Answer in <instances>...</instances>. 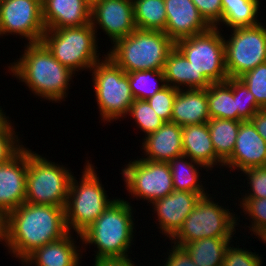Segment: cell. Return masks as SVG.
<instances>
[{
	"mask_svg": "<svg viewBox=\"0 0 266 266\" xmlns=\"http://www.w3.org/2000/svg\"><path fill=\"white\" fill-rule=\"evenodd\" d=\"M68 233L65 207L24 202L6 215L4 244L23 262L37 248Z\"/></svg>",
	"mask_w": 266,
	"mask_h": 266,
	"instance_id": "cell-1",
	"label": "cell"
},
{
	"mask_svg": "<svg viewBox=\"0 0 266 266\" xmlns=\"http://www.w3.org/2000/svg\"><path fill=\"white\" fill-rule=\"evenodd\" d=\"M25 48L17 62L8 66L9 70L35 96L61 102L68 96L66 91L75 73L55 59L42 42L27 43Z\"/></svg>",
	"mask_w": 266,
	"mask_h": 266,
	"instance_id": "cell-2",
	"label": "cell"
},
{
	"mask_svg": "<svg viewBox=\"0 0 266 266\" xmlns=\"http://www.w3.org/2000/svg\"><path fill=\"white\" fill-rule=\"evenodd\" d=\"M133 209L124 199L113 201L109 207L79 236L82 244L97 247L95 260L127 258L133 240ZM128 252V253H127Z\"/></svg>",
	"mask_w": 266,
	"mask_h": 266,
	"instance_id": "cell-3",
	"label": "cell"
},
{
	"mask_svg": "<svg viewBox=\"0 0 266 266\" xmlns=\"http://www.w3.org/2000/svg\"><path fill=\"white\" fill-rule=\"evenodd\" d=\"M112 44L106 56L126 73L163 70L167 55L175 47V42L164 31L138 28Z\"/></svg>",
	"mask_w": 266,
	"mask_h": 266,
	"instance_id": "cell-4",
	"label": "cell"
},
{
	"mask_svg": "<svg viewBox=\"0 0 266 266\" xmlns=\"http://www.w3.org/2000/svg\"><path fill=\"white\" fill-rule=\"evenodd\" d=\"M81 181L72 176L65 206L66 225L69 232L78 236L89 227L115 201L108 199L93 164L87 160Z\"/></svg>",
	"mask_w": 266,
	"mask_h": 266,
	"instance_id": "cell-5",
	"label": "cell"
},
{
	"mask_svg": "<svg viewBox=\"0 0 266 266\" xmlns=\"http://www.w3.org/2000/svg\"><path fill=\"white\" fill-rule=\"evenodd\" d=\"M218 27L175 42V47L195 69L196 89L212 83L225 82L229 77L225 68L224 36Z\"/></svg>",
	"mask_w": 266,
	"mask_h": 266,
	"instance_id": "cell-6",
	"label": "cell"
},
{
	"mask_svg": "<svg viewBox=\"0 0 266 266\" xmlns=\"http://www.w3.org/2000/svg\"><path fill=\"white\" fill-rule=\"evenodd\" d=\"M27 148L25 202L65 207L72 172Z\"/></svg>",
	"mask_w": 266,
	"mask_h": 266,
	"instance_id": "cell-7",
	"label": "cell"
},
{
	"mask_svg": "<svg viewBox=\"0 0 266 266\" xmlns=\"http://www.w3.org/2000/svg\"><path fill=\"white\" fill-rule=\"evenodd\" d=\"M96 39L95 30L89 23L80 27L45 30L41 42L55 59L75 73L81 69L90 70L101 61Z\"/></svg>",
	"mask_w": 266,
	"mask_h": 266,
	"instance_id": "cell-8",
	"label": "cell"
},
{
	"mask_svg": "<svg viewBox=\"0 0 266 266\" xmlns=\"http://www.w3.org/2000/svg\"><path fill=\"white\" fill-rule=\"evenodd\" d=\"M104 56L90 71L101 120L111 123L125 118V115L127 117L135 99L131 93L128 74L108 56Z\"/></svg>",
	"mask_w": 266,
	"mask_h": 266,
	"instance_id": "cell-9",
	"label": "cell"
},
{
	"mask_svg": "<svg viewBox=\"0 0 266 266\" xmlns=\"http://www.w3.org/2000/svg\"><path fill=\"white\" fill-rule=\"evenodd\" d=\"M210 194L201 197L192 212L186 217L182 227L170 239L171 243L181 247L203 238H232L237 220L222 205L214 202ZM213 200V201H212Z\"/></svg>",
	"mask_w": 266,
	"mask_h": 266,
	"instance_id": "cell-10",
	"label": "cell"
},
{
	"mask_svg": "<svg viewBox=\"0 0 266 266\" xmlns=\"http://www.w3.org/2000/svg\"><path fill=\"white\" fill-rule=\"evenodd\" d=\"M265 27L259 23L235 28L228 40L224 38L225 68L229 78H239L266 62Z\"/></svg>",
	"mask_w": 266,
	"mask_h": 266,
	"instance_id": "cell-11",
	"label": "cell"
},
{
	"mask_svg": "<svg viewBox=\"0 0 266 266\" xmlns=\"http://www.w3.org/2000/svg\"><path fill=\"white\" fill-rule=\"evenodd\" d=\"M121 174L129 194L136 199L147 200L149 204L174 191L172 174L167 162L137 158L130 161L122 169Z\"/></svg>",
	"mask_w": 266,
	"mask_h": 266,
	"instance_id": "cell-12",
	"label": "cell"
},
{
	"mask_svg": "<svg viewBox=\"0 0 266 266\" xmlns=\"http://www.w3.org/2000/svg\"><path fill=\"white\" fill-rule=\"evenodd\" d=\"M45 30L42 0H0V36L16 34L37 43Z\"/></svg>",
	"mask_w": 266,
	"mask_h": 266,
	"instance_id": "cell-13",
	"label": "cell"
},
{
	"mask_svg": "<svg viewBox=\"0 0 266 266\" xmlns=\"http://www.w3.org/2000/svg\"><path fill=\"white\" fill-rule=\"evenodd\" d=\"M110 38L111 43L126 37L137 27L134 20L133 0H100L91 6V22Z\"/></svg>",
	"mask_w": 266,
	"mask_h": 266,
	"instance_id": "cell-14",
	"label": "cell"
},
{
	"mask_svg": "<svg viewBox=\"0 0 266 266\" xmlns=\"http://www.w3.org/2000/svg\"><path fill=\"white\" fill-rule=\"evenodd\" d=\"M27 149L23 147L8 162L0 164V211L6 216L25 202Z\"/></svg>",
	"mask_w": 266,
	"mask_h": 266,
	"instance_id": "cell-15",
	"label": "cell"
},
{
	"mask_svg": "<svg viewBox=\"0 0 266 266\" xmlns=\"http://www.w3.org/2000/svg\"><path fill=\"white\" fill-rule=\"evenodd\" d=\"M201 195L189 191L174 190L164 198L152 203L154 213H157L158 228L169 240L182 227L186 217L195 208ZM156 211V212H155Z\"/></svg>",
	"mask_w": 266,
	"mask_h": 266,
	"instance_id": "cell-16",
	"label": "cell"
},
{
	"mask_svg": "<svg viewBox=\"0 0 266 266\" xmlns=\"http://www.w3.org/2000/svg\"><path fill=\"white\" fill-rule=\"evenodd\" d=\"M224 166L240 171L266 166V141L250 120L240 122L233 153L224 162Z\"/></svg>",
	"mask_w": 266,
	"mask_h": 266,
	"instance_id": "cell-17",
	"label": "cell"
},
{
	"mask_svg": "<svg viewBox=\"0 0 266 266\" xmlns=\"http://www.w3.org/2000/svg\"><path fill=\"white\" fill-rule=\"evenodd\" d=\"M167 22L165 33L174 41L207 31L211 26L200 15L192 0H164Z\"/></svg>",
	"mask_w": 266,
	"mask_h": 266,
	"instance_id": "cell-18",
	"label": "cell"
},
{
	"mask_svg": "<svg viewBox=\"0 0 266 266\" xmlns=\"http://www.w3.org/2000/svg\"><path fill=\"white\" fill-rule=\"evenodd\" d=\"M46 30L80 27L91 22V5L86 0H42Z\"/></svg>",
	"mask_w": 266,
	"mask_h": 266,
	"instance_id": "cell-19",
	"label": "cell"
},
{
	"mask_svg": "<svg viewBox=\"0 0 266 266\" xmlns=\"http://www.w3.org/2000/svg\"><path fill=\"white\" fill-rule=\"evenodd\" d=\"M144 156L141 159L156 162H169L183 154L182 126L165 122L157 131L143 139ZM147 156V157H146Z\"/></svg>",
	"mask_w": 266,
	"mask_h": 266,
	"instance_id": "cell-20",
	"label": "cell"
},
{
	"mask_svg": "<svg viewBox=\"0 0 266 266\" xmlns=\"http://www.w3.org/2000/svg\"><path fill=\"white\" fill-rule=\"evenodd\" d=\"M210 120L207 88L178 90L172 108L171 122L182 127Z\"/></svg>",
	"mask_w": 266,
	"mask_h": 266,
	"instance_id": "cell-21",
	"label": "cell"
},
{
	"mask_svg": "<svg viewBox=\"0 0 266 266\" xmlns=\"http://www.w3.org/2000/svg\"><path fill=\"white\" fill-rule=\"evenodd\" d=\"M183 154L212 170L224 162L216 155L207 123L182 127Z\"/></svg>",
	"mask_w": 266,
	"mask_h": 266,
	"instance_id": "cell-22",
	"label": "cell"
},
{
	"mask_svg": "<svg viewBox=\"0 0 266 266\" xmlns=\"http://www.w3.org/2000/svg\"><path fill=\"white\" fill-rule=\"evenodd\" d=\"M71 234L69 232L63 238L37 248L22 264L25 262L27 266L33 263L35 266H79L82 249L75 244Z\"/></svg>",
	"mask_w": 266,
	"mask_h": 266,
	"instance_id": "cell-23",
	"label": "cell"
},
{
	"mask_svg": "<svg viewBox=\"0 0 266 266\" xmlns=\"http://www.w3.org/2000/svg\"><path fill=\"white\" fill-rule=\"evenodd\" d=\"M168 164L172 174L174 190L194 192L200 194L202 197L208 195L207 191L205 192V187L201 183L203 181H199L201 175L198 167L200 169L203 167V169L208 171L205 166L193 161L184 154L171 159Z\"/></svg>",
	"mask_w": 266,
	"mask_h": 266,
	"instance_id": "cell-24",
	"label": "cell"
},
{
	"mask_svg": "<svg viewBox=\"0 0 266 266\" xmlns=\"http://www.w3.org/2000/svg\"><path fill=\"white\" fill-rule=\"evenodd\" d=\"M232 238H203L182 245L196 266H222Z\"/></svg>",
	"mask_w": 266,
	"mask_h": 266,
	"instance_id": "cell-25",
	"label": "cell"
},
{
	"mask_svg": "<svg viewBox=\"0 0 266 266\" xmlns=\"http://www.w3.org/2000/svg\"><path fill=\"white\" fill-rule=\"evenodd\" d=\"M163 71L167 85L178 90L196 89L195 69L176 47L167 55Z\"/></svg>",
	"mask_w": 266,
	"mask_h": 266,
	"instance_id": "cell-26",
	"label": "cell"
},
{
	"mask_svg": "<svg viewBox=\"0 0 266 266\" xmlns=\"http://www.w3.org/2000/svg\"><path fill=\"white\" fill-rule=\"evenodd\" d=\"M221 2V22L225 26L235 29L260 23L257 19L260 0H221Z\"/></svg>",
	"mask_w": 266,
	"mask_h": 266,
	"instance_id": "cell-27",
	"label": "cell"
},
{
	"mask_svg": "<svg viewBox=\"0 0 266 266\" xmlns=\"http://www.w3.org/2000/svg\"><path fill=\"white\" fill-rule=\"evenodd\" d=\"M208 112L210 119L238 121V109L232 88L226 83H212L207 87Z\"/></svg>",
	"mask_w": 266,
	"mask_h": 266,
	"instance_id": "cell-28",
	"label": "cell"
},
{
	"mask_svg": "<svg viewBox=\"0 0 266 266\" xmlns=\"http://www.w3.org/2000/svg\"><path fill=\"white\" fill-rule=\"evenodd\" d=\"M241 121L211 118L207 124L216 155L225 162L233 153Z\"/></svg>",
	"mask_w": 266,
	"mask_h": 266,
	"instance_id": "cell-29",
	"label": "cell"
},
{
	"mask_svg": "<svg viewBox=\"0 0 266 266\" xmlns=\"http://www.w3.org/2000/svg\"><path fill=\"white\" fill-rule=\"evenodd\" d=\"M136 27L165 31L167 16L164 0H133Z\"/></svg>",
	"mask_w": 266,
	"mask_h": 266,
	"instance_id": "cell-30",
	"label": "cell"
},
{
	"mask_svg": "<svg viewBox=\"0 0 266 266\" xmlns=\"http://www.w3.org/2000/svg\"><path fill=\"white\" fill-rule=\"evenodd\" d=\"M127 74L134 99L147 100L167 86L163 70H141Z\"/></svg>",
	"mask_w": 266,
	"mask_h": 266,
	"instance_id": "cell-31",
	"label": "cell"
},
{
	"mask_svg": "<svg viewBox=\"0 0 266 266\" xmlns=\"http://www.w3.org/2000/svg\"><path fill=\"white\" fill-rule=\"evenodd\" d=\"M225 82L233 90L238 109V121L250 120L255 113L263 109L239 78H228Z\"/></svg>",
	"mask_w": 266,
	"mask_h": 266,
	"instance_id": "cell-32",
	"label": "cell"
},
{
	"mask_svg": "<svg viewBox=\"0 0 266 266\" xmlns=\"http://www.w3.org/2000/svg\"><path fill=\"white\" fill-rule=\"evenodd\" d=\"M127 115L135 120V124L146 136L157 131L165 123L151 108L147 100L135 99Z\"/></svg>",
	"mask_w": 266,
	"mask_h": 266,
	"instance_id": "cell-33",
	"label": "cell"
},
{
	"mask_svg": "<svg viewBox=\"0 0 266 266\" xmlns=\"http://www.w3.org/2000/svg\"><path fill=\"white\" fill-rule=\"evenodd\" d=\"M244 214L252 219L250 231L257 237L266 232V198H239Z\"/></svg>",
	"mask_w": 266,
	"mask_h": 266,
	"instance_id": "cell-34",
	"label": "cell"
},
{
	"mask_svg": "<svg viewBox=\"0 0 266 266\" xmlns=\"http://www.w3.org/2000/svg\"><path fill=\"white\" fill-rule=\"evenodd\" d=\"M239 79L254 95L256 102L266 109V62L245 72Z\"/></svg>",
	"mask_w": 266,
	"mask_h": 266,
	"instance_id": "cell-35",
	"label": "cell"
},
{
	"mask_svg": "<svg viewBox=\"0 0 266 266\" xmlns=\"http://www.w3.org/2000/svg\"><path fill=\"white\" fill-rule=\"evenodd\" d=\"M178 89L167 85L165 88L161 89L149 99H147L151 108L161 117L165 122L171 121L172 108L175 96Z\"/></svg>",
	"mask_w": 266,
	"mask_h": 266,
	"instance_id": "cell-36",
	"label": "cell"
},
{
	"mask_svg": "<svg viewBox=\"0 0 266 266\" xmlns=\"http://www.w3.org/2000/svg\"><path fill=\"white\" fill-rule=\"evenodd\" d=\"M232 246V247H231ZM225 251L224 262L222 266H262V258L254 252L236 248L231 244Z\"/></svg>",
	"mask_w": 266,
	"mask_h": 266,
	"instance_id": "cell-37",
	"label": "cell"
},
{
	"mask_svg": "<svg viewBox=\"0 0 266 266\" xmlns=\"http://www.w3.org/2000/svg\"><path fill=\"white\" fill-rule=\"evenodd\" d=\"M247 179V182L251 190H247V194L242 195V198H266V166L252 167L249 169H244L242 171Z\"/></svg>",
	"mask_w": 266,
	"mask_h": 266,
	"instance_id": "cell-38",
	"label": "cell"
},
{
	"mask_svg": "<svg viewBox=\"0 0 266 266\" xmlns=\"http://www.w3.org/2000/svg\"><path fill=\"white\" fill-rule=\"evenodd\" d=\"M200 15L211 27L220 26L222 19L221 0H192Z\"/></svg>",
	"mask_w": 266,
	"mask_h": 266,
	"instance_id": "cell-39",
	"label": "cell"
},
{
	"mask_svg": "<svg viewBox=\"0 0 266 266\" xmlns=\"http://www.w3.org/2000/svg\"><path fill=\"white\" fill-rule=\"evenodd\" d=\"M15 131H0V164L12 159L24 146Z\"/></svg>",
	"mask_w": 266,
	"mask_h": 266,
	"instance_id": "cell-40",
	"label": "cell"
},
{
	"mask_svg": "<svg viewBox=\"0 0 266 266\" xmlns=\"http://www.w3.org/2000/svg\"><path fill=\"white\" fill-rule=\"evenodd\" d=\"M172 247L173 248L169 250L168 257L165 258L167 261L164 266H196L194 261L182 247L176 245H172Z\"/></svg>",
	"mask_w": 266,
	"mask_h": 266,
	"instance_id": "cell-41",
	"label": "cell"
},
{
	"mask_svg": "<svg viewBox=\"0 0 266 266\" xmlns=\"http://www.w3.org/2000/svg\"><path fill=\"white\" fill-rule=\"evenodd\" d=\"M250 121L255 126L258 134L266 141V109H262L255 113Z\"/></svg>",
	"mask_w": 266,
	"mask_h": 266,
	"instance_id": "cell-42",
	"label": "cell"
},
{
	"mask_svg": "<svg viewBox=\"0 0 266 266\" xmlns=\"http://www.w3.org/2000/svg\"><path fill=\"white\" fill-rule=\"evenodd\" d=\"M132 259L127 258H115V259H100L95 260L94 266H135Z\"/></svg>",
	"mask_w": 266,
	"mask_h": 266,
	"instance_id": "cell-43",
	"label": "cell"
},
{
	"mask_svg": "<svg viewBox=\"0 0 266 266\" xmlns=\"http://www.w3.org/2000/svg\"><path fill=\"white\" fill-rule=\"evenodd\" d=\"M4 113L0 106V131H14L13 124L9 122V117H6Z\"/></svg>",
	"mask_w": 266,
	"mask_h": 266,
	"instance_id": "cell-44",
	"label": "cell"
},
{
	"mask_svg": "<svg viewBox=\"0 0 266 266\" xmlns=\"http://www.w3.org/2000/svg\"><path fill=\"white\" fill-rule=\"evenodd\" d=\"M6 216L0 211V242L5 241Z\"/></svg>",
	"mask_w": 266,
	"mask_h": 266,
	"instance_id": "cell-45",
	"label": "cell"
},
{
	"mask_svg": "<svg viewBox=\"0 0 266 266\" xmlns=\"http://www.w3.org/2000/svg\"><path fill=\"white\" fill-rule=\"evenodd\" d=\"M91 6L100 0H86Z\"/></svg>",
	"mask_w": 266,
	"mask_h": 266,
	"instance_id": "cell-46",
	"label": "cell"
}]
</instances>
